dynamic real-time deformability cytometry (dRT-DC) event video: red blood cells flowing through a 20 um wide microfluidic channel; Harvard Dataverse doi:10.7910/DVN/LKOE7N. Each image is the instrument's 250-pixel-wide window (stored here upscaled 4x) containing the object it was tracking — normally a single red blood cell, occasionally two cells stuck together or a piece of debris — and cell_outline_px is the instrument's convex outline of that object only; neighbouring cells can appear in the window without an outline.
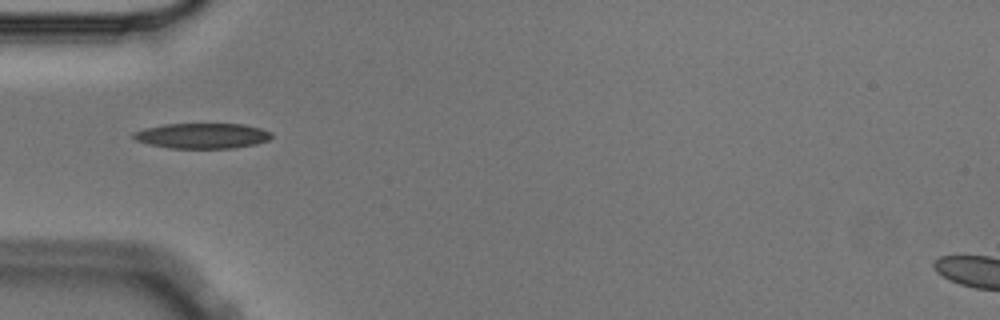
{"species": "Egyptian fruit bat (a non-hibernating species)", "species_latin": "Rousettus aegyptiacus", "temperature_condition": "cold", "stored_images_in_passage": 39, "camera_frame_rate_fps": 3000, "um_per_image_px": 0.085, "animal": {"sex": "male"}, "frame": {"image": 1, "passage_image": 1, "time_ms": 0.0, "image_size_px": [1000, 320], "cell_outline_px": [[272, 136], [268, 140], [256, 144], [232, 148], [168, 148], [148, 144], [136, 140], [132, 136], [132, 132], [144, 128], [164, 124], [244, 124], [260, 128], [272, 132]], "centroid_in_image_um": [17.17, 11.54], "position_along_channel_um": 67.8, "area_um2": 20.46}}
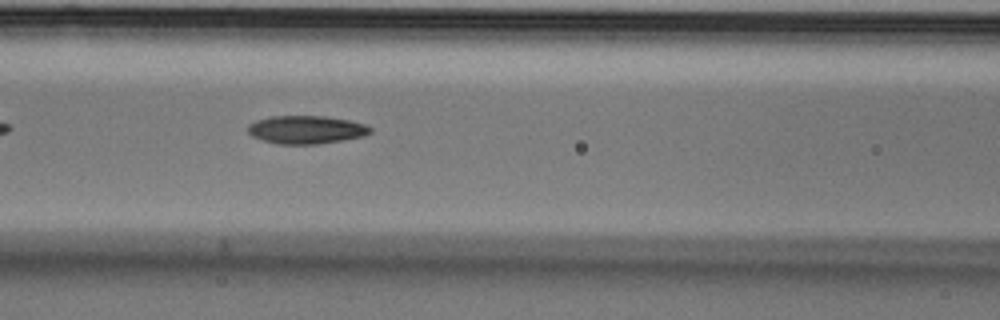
{"frame": {"image": 2, "passage_image": 7, "time_ms": 2.0, "image_size_px": [1000, 320], "cell_outline_px": [[372, 132], [364, 136], [316, 144], [280, 144], [264, 140], [252, 136], [248, 132], [248, 124], [256, 120], [268, 116], [324, 116], [348, 120], [368, 124], [372, 128]], "centroid_in_image_um": [26.04, 11.01], "position_along_channel_um": 140.6, "area_um2": 20.06}}
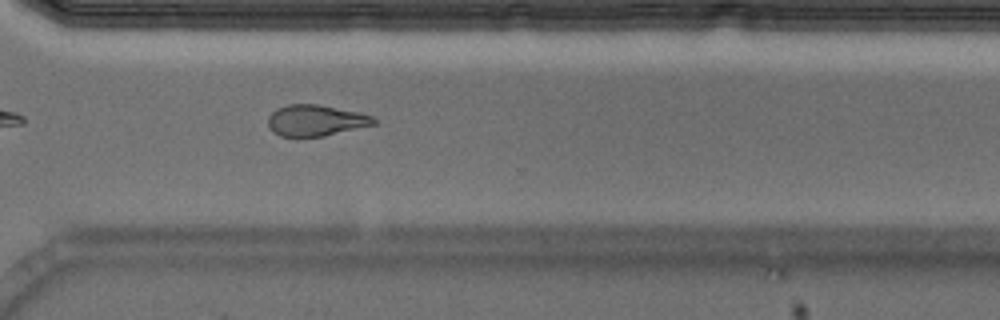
{"frame": {"image": 3, "passage_image": 24, "time_ms": 7.667, "image_size_px": [1000, 320], "cell_outline_px": [[376, 124], [324, 136], [280, 136], [268, 124], [268, 116], [276, 108], [288, 104], [316, 104], [360, 112], [372, 116], [376, 120]], "centroid_in_image_um": [26.86, 10.22], "position_along_channel_um": 343.7, "area_um2": 19.02}, "authors_computed_cell_mechanics": {"area_um2": 20.23, "velocity_mm_per_s": 3.5874, "shape_relaxation_time_tau1_ms": 4.6989, "shape_relaxation_time_tau2_ms": 4.2924, "deformation_change_tau1": 0.1555, "deformation_change_tau2": 0.1137}}